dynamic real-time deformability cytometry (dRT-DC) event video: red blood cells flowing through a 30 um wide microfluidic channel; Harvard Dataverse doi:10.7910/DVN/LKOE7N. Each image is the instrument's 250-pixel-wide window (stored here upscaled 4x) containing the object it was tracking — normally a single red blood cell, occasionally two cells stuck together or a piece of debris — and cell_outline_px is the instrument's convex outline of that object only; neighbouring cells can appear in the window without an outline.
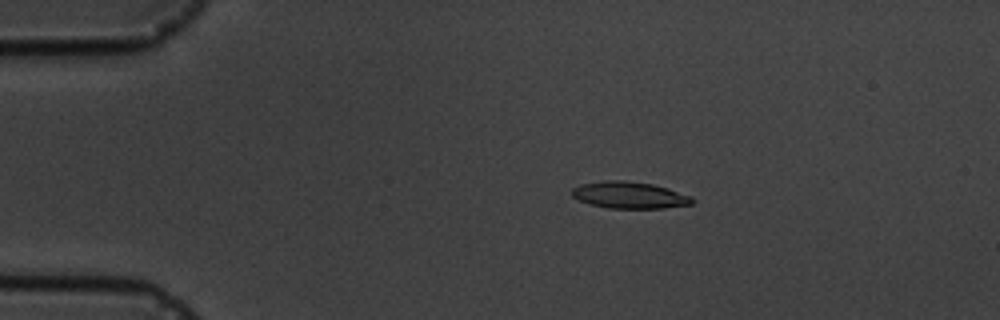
{"species": "common noctule bat (a hibernating species)", "species_latin": "Nyctalus noctula", "temperature_condition": "cold", "stored_images_in_passage": 17, "camera_frame_rate_fps": 3000, "um_per_image_px": 0.085, "animal": {"sex": "male", "body_mass_g": 19.5, "forearm_length_mm": 54.6}, "frame": {"image": 1, "passage_image": 4, "time_ms": 3.333, "image_size_px": [1000, 320], "cell_outline_px": [[692, 204], [664, 208], [608, 208], [592, 204], [580, 200], [572, 196], [572, 188], [580, 184], [604, 180], [624, 180], [652, 184], [668, 188], [692, 196]], "centroid_in_image_um": [53.5, 16.57], "position_along_channel_um": 31.5, "area_um2": 18.67}}
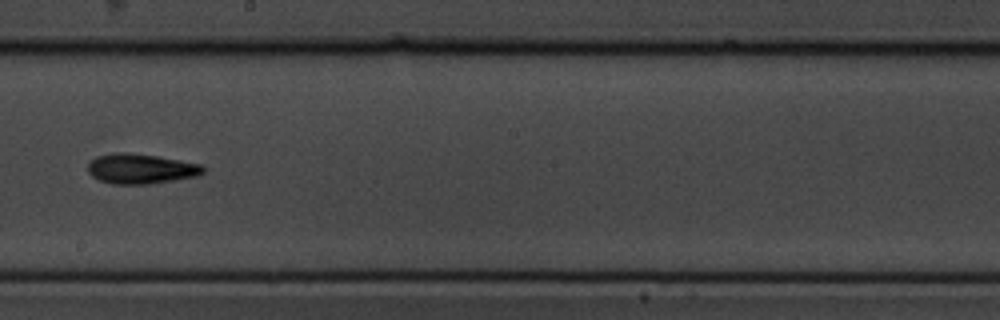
{"frame": {"image": 2, "passage_image": 10, "time_ms": 10.333, "image_size_px": [1000, 320], "cell_outline_px": [[204, 172], [200, 176], [148, 184], [112, 184], [100, 180], [92, 176], [88, 172], [88, 164], [96, 156], [116, 152], [124, 152], [156, 156], [204, 164]], "centroid_in_image_um": [12.0, 14.34], "position_along_channel_um": 236.2, "area_um2": 20.23}}
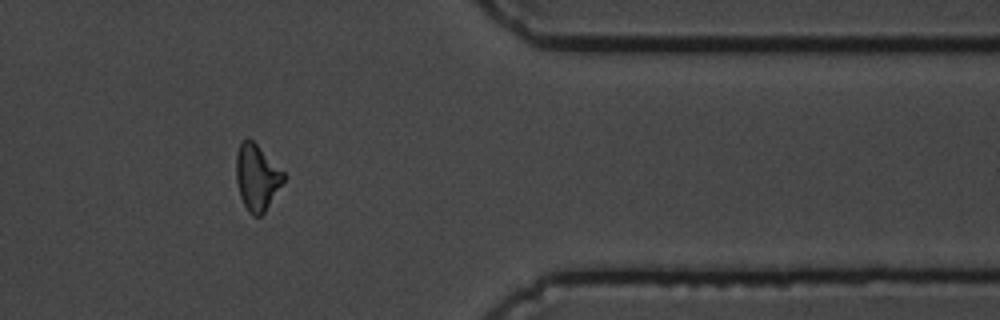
{"frame": {"image": 3, "passage_image": 14, "time_ms": 15.0, "image_size_px": [1000, 320], "cell_outline_px": [[284, 180], [264, 212], [260, 216], [252, 216], [248, 212], [240, 196], [236, 180], [236, 152], [240, 144], [248, 136], [284, 172]], "centroid_in_image_um": [21.8, 15.07], "position_along_channel_um": 389.6, "area_um2": 17.98}, "authors_computed_cell_mechanics": {"area_um2": 18.6694, "velocity_mm_per_s": 3.6603, "shape_relaxation_time_tau1_ms": 3.3369, "shape_relaxation_time_tau2_ms": 4.8117, "deformation_change_tau1": 0.1235, "deformation_change_tau2": 0.1365}}